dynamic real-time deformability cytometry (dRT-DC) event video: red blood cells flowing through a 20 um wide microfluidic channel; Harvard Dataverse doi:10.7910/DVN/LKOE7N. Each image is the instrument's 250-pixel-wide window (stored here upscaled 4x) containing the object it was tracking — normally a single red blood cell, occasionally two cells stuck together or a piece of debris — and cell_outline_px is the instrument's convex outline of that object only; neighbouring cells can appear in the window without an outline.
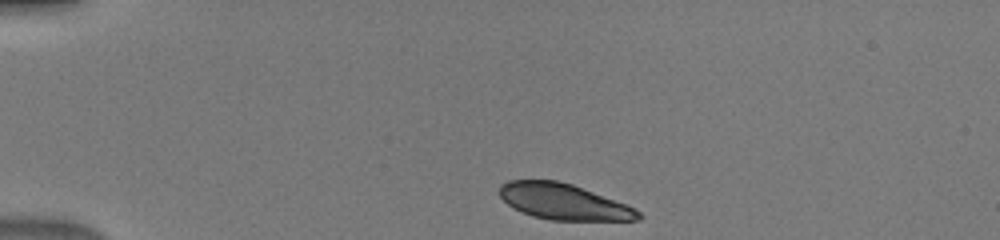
{"species": "human", "species_latin": "Homo sapiens", "temperature_condition": "warm", "stored_images_in_passage": 40, "camera_frame_rate_fps": 3000, "um_per_image_px": 0.085, "donor": {"sex": "male"}, "frame": {"image": 1, "passage_image": 1, "time_ms": 0.0, "image_size_px": [1000, 240], "cell_outline_px": [[644, 216], [640, 220], [548, 220], [532, 216], [508, 204], [500, 196], [500, 184], [508, 180], [556, 180], [572, 184], [624, 204], [640, 212]], "centroid_in_image_um": [47.89, 17.15], "position_along_channel_um": 37.1, "area_um2": 28.61}}
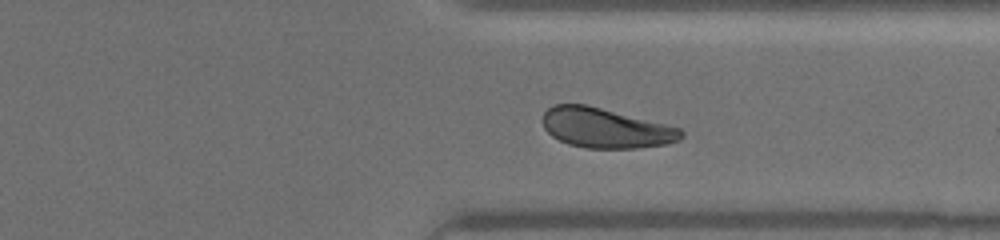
{"frame": {"image": 2, "passage_image": 29, "time_ms": 9.333, "image_size_px": [1000, 240], "cell_outline_px": [[684, 136], [680, 140], [664, 144], [636, 148], [584, 148], [568, 144], [552, 136], [544, 128], [544, 112], [548, 108], [556, 104], [584, 104], [680, 128], [684, 132]], "centroid_in_image_um": [51.47, 10.89], "position_along_channel_um": 359.9, "area_um2": 31.67}}
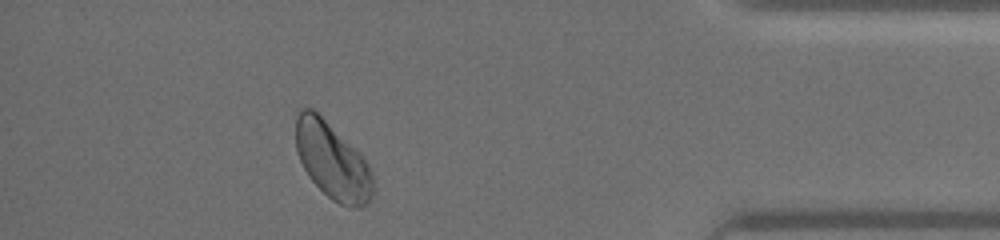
{"frame": {"image": 3, "passage_image": 35, "time_ms": 11.333, "image_size_px": [1000, 240], "cell_outline_px": [[372, 196], [360, 208], [348, 208], [332, 200], [308, 176], [300, 160], [296, 148], [296, 116], [300, 108], [312, 108], [368, 164], [372, 172]], "centroid_in_image_um": [28.22, 13.71], "position_along_channel_um": 407.0, "area_um2": 33.41}}